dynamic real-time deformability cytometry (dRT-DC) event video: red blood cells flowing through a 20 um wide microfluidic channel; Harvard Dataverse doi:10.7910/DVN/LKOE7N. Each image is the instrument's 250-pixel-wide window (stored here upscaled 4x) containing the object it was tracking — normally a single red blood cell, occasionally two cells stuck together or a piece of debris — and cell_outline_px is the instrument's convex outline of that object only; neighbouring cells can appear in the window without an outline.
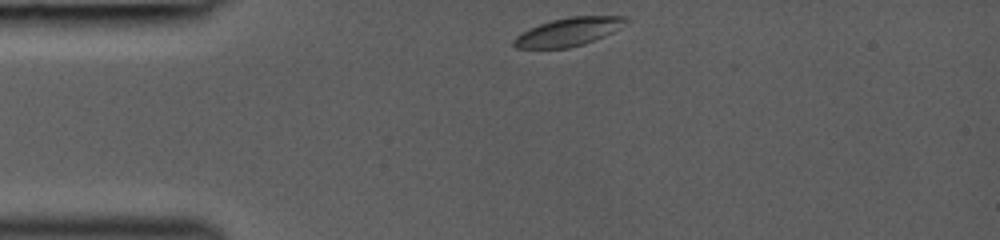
{"species": "common noctule bat (a hibernating species)", "species_latin": "Nyctalus noctula", "temperature_condition": "room temperature", "stored_images_in_passage": 9, "camera_frame_rate_fps": 3000, "um_per_image_px": 0.085, "animal": {"sex": "female", "body_mass_g": 19.0, "forearm_length_mm": 53.3}, "frame": {"image": 1, "passage_image": 1, "time_ms": 0.0, "image_size_px": [1000, 240], "cell_outline_px": [[632, 20], [612, 32], [604, 36], [584, 44], [568, 48], [516, 48], [512, 44], [512, 40], [520, 32], [528, 28], [552, 20], [568, 16], [628, 16]], "centroid_in_image_um": [48.32, 2.69], "position_along_channel_um": 36.7, "area_um2": 18.67}}